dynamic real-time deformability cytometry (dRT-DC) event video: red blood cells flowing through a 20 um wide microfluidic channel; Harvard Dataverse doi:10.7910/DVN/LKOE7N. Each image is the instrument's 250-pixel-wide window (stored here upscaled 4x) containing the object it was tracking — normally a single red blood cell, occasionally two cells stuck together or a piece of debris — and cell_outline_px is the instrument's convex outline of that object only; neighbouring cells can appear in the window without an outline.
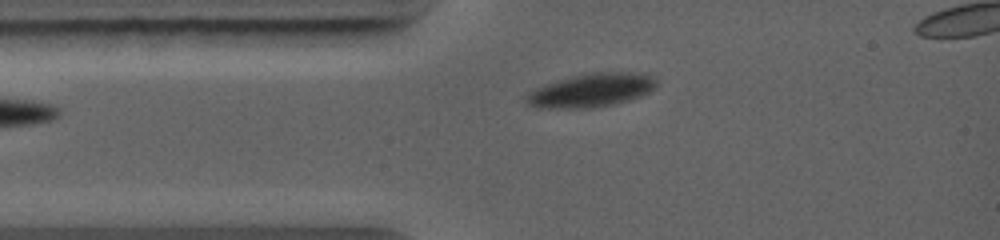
{"species": "common noctule bat (a hibernating species)", "species_latin": "Nyctalus noctula", "temperature_condition": "warm", "stored_images_in_passage": 55, "camera_frame_rate_fps": 5000, "um_per_image_px": 0.085, "animal": {"sex": "female", "body_mass_g": 19.0, "forearm_length_mm": 56.7}, "frame": {"image": 1, "passage_image": 1, "time_ms": 0.0, "image_size_px": [1000, 240], "cell_outline_px": [[656, 88], [640, 96], [628, 100], [612, 104], [592, 108], [536, 108], [528, 104], [524, 100], [528, 92], [536, 88], [556, 80], [572, 76], [592, 72], [644, 72], [656, 76]], "centroid_in_image_um": [50.28, 7.66], "position_along_channel_um": 34.7, "area_um2": 25.72}}
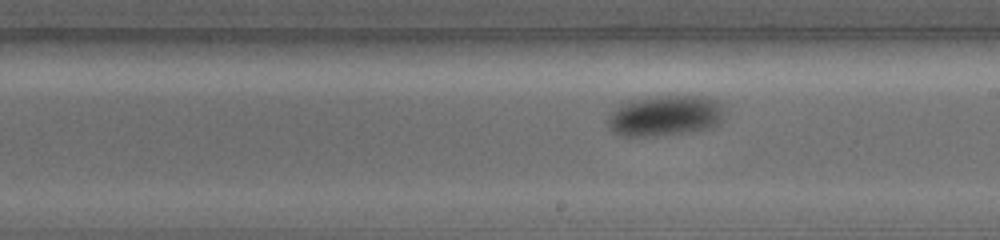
{"frame": {"image": 2, "passage_image": 25, "time_ms": 4.6, "image_size_px": [1000, 240], "cell_outline_px": [[720, 120], [712, 128], [692, 132], [656, 136], [624, 136], [612, 132], [608, 128], [608, 116], [620, 104], [628, 100], [660, 96], [704, 96], [716, 100], [720, 104]], "centroid_in_image_um": [56.47, 9.85], "position_along_channel_um": 232.5, "area_um2": 27.57}}
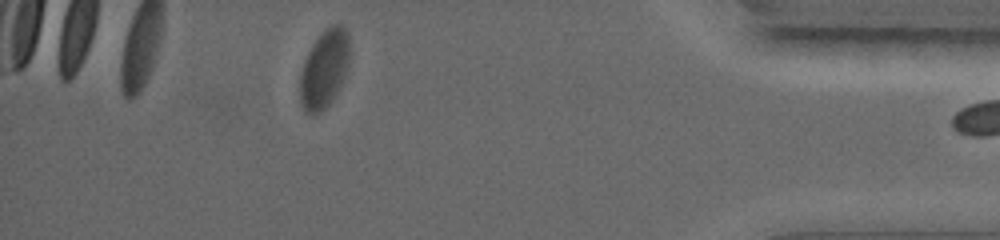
{"frame": {"image": 3, "passage_image": 54, "time_ms": 9.6, "image_size_px": [1000, 240], "cell_outline_px": [[348, 64], [344, 76], [332, 100], [316, 116], [304, 112], [300, 104], [300, 72], [304, 60], [312, 44], [332, 24], [344, 24], [348, 32]], "centroid_in_image_um": [27.53, 5.88], "position_along_channel_um": 407.7, "area_um2": 22.43}}